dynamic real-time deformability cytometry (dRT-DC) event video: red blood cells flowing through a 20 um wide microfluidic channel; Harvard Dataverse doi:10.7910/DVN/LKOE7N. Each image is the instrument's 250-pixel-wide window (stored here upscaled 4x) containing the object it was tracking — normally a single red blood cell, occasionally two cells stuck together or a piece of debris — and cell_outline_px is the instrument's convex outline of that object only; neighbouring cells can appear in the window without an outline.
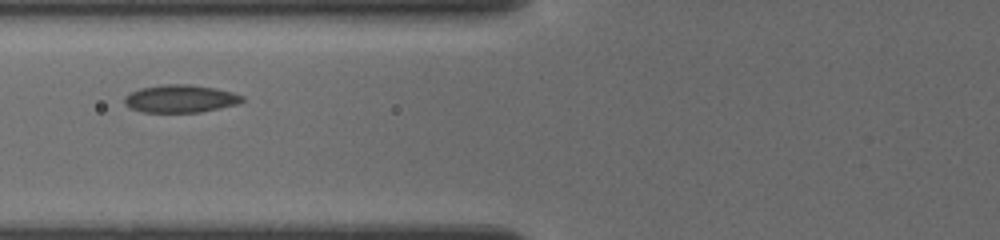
{"species": "common noctule bat (a hibernating species)", "species_latin": "Nyctalus noctula", "temperature_condition": "cold", "stored_images_in_passage": 7, "camera_frame_rate_fps": 3000, "um_per_image_px": 0.085, "animal": {"sex": "female", "body_mass_g": 19.5, "forearm_length_mm": 54.1}, "frame": {"image": 1, "passage_image": 4, "time_ms": 3.0, "image_size_px": [1000, 240], "cell_outline_px": [[244, 100], [236, 104], [200, 112], [144, 112], [132, 108], [124, 104], [124, 96], [140, 88], [164, 84], [188, 84], [216, 88], [232, 92], [244, 96]], "centroid_in_image_um": [15.33, 8.38], "position_along_channel_um": 110.5, "area_um2": 18.9}}
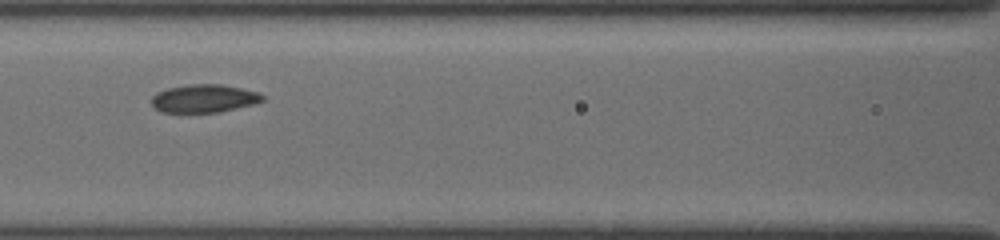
{"frame": {"image": 2, "passage_image": 5, "time_ms": 4.0, "image_size_px": [1000, 240], "cell_outline_px": [[264, 100], [252, 104], [216, 112], [164, 112], [156, 108], [152, 104], [152, 96], [156, 92], [168, 88], [188, 84], [220, 84], [260, 92], [264, 96]], "centroid_in_image_um": [17.34, 8.35], "position_along_channel_um": 149.3, "area_um2": 17.92}}
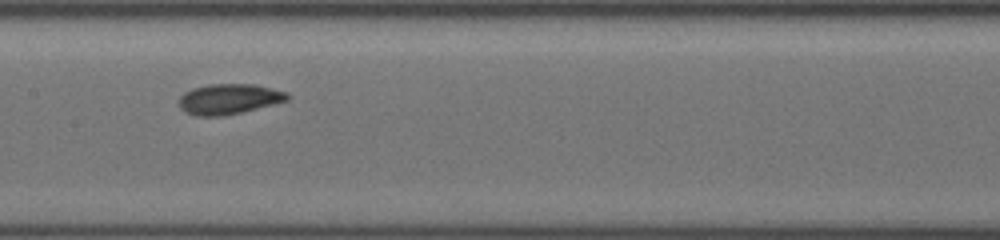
{"frame": {"image": 3, "passage_image": 6, "time_ms": 5.0, "image_size_px": [1000, 240], "cell_outline_px": [[292, 96], [288, 100], [240, 112], [220, 116], [196, 116], [184, 112], [180, 108], [180, 96], [184, 92], [192, 88], [208, 84], [256, 84], [288, 92]], "centroid_in_image_um": [19.46, 8.4], "position_along_channel_um": 187.9, "area_um2": 19.19}}